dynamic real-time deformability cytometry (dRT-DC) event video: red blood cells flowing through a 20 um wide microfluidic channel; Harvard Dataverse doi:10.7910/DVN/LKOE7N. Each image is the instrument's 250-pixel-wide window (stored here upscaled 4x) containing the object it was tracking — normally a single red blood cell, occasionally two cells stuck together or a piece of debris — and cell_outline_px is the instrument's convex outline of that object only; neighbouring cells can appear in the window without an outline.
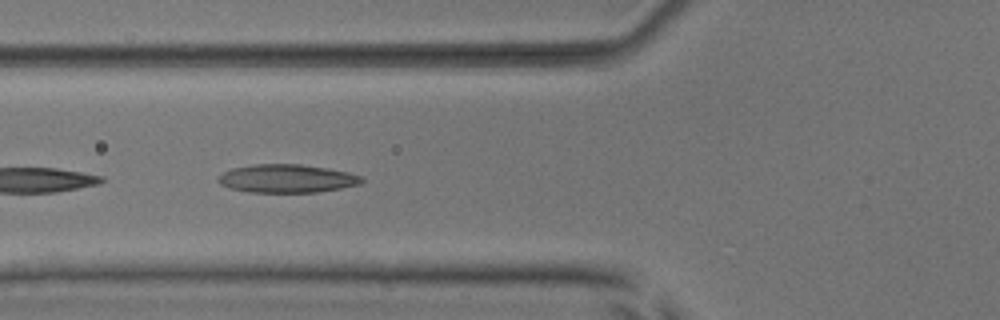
{"species": "common noctule bat (a hibernating species)", "species_latin": "Nyctalus noctula", "temperature_condition": "room temperature", "stored_images_in_passage": 29, "camera_frame_rate_fps": 3000, "um_per_image_px": 0.085, "animal": {"sex": "male", "body_mass_g": 17.9, "forearm_length_mm": 54.2}, "frame": {"image": 1, "passage_image": 5, "time_ms": 1.333, "image_size_px": [1000, 320], "cell_outline_px": [[364, 180], [360, 184], [340, 188], [316, 192], [248, 192], [232, 188], [220, 184], [216, 180], [224, 172], [232, 168], [252, 164], [300, 164], [328, 168], [348, 172], [360, 176]], "centroid_in_image_um": [24.38, 15.17], "position_along_channel_um": 101.4, "area_um2": 23.52}}
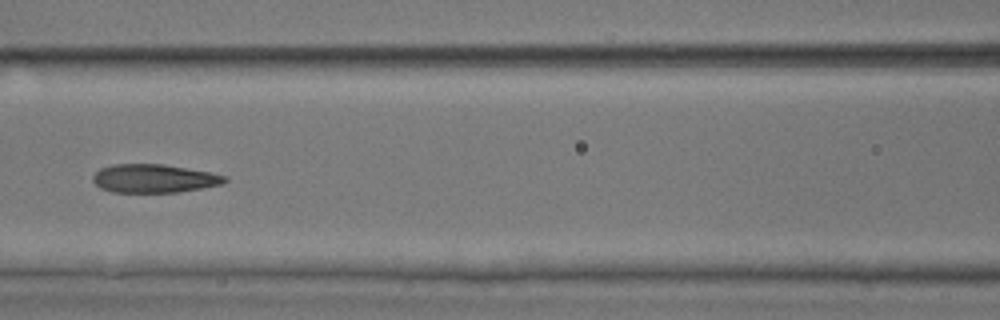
{"frame": {"image": 2, "passage_image": 9, "time_ms": 2.667, "image_size_px": [1000, 320], "cell_outline_px": [[228, 180], [224, 184], [180, 192], [112, 192], [100, 188], [92, 180], [92, 176], [100, 168], [112, 164], [164, 164], [208, 172], [228, 176]], "centroid_in_image_um": [13.1, 15.17], "position_along_channel_um": 153.5, "area_um2": 21.96}}
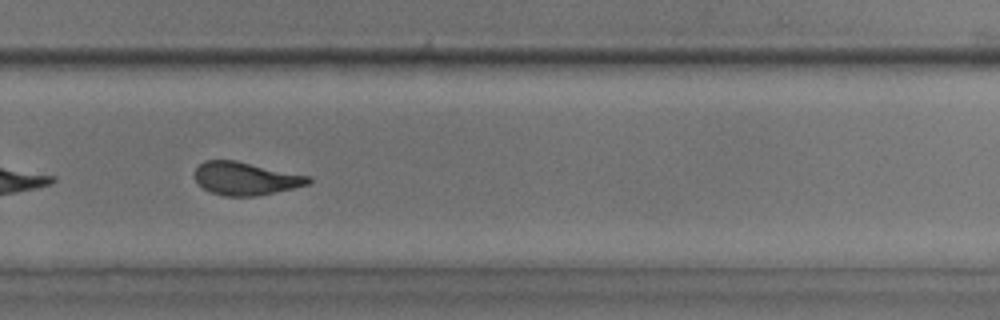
{"frame": {"image": 3, "passage_image": 21, "time_ms": 6.667, "image_size_px": [1000, 320], "cell_outline_px": [[312, 180], [308, 184], [292, 188], [256, 196], [224, 196], [212, 192], [204, 188], [196, 180], [196, 168], [204, 160], [236, 160], [312, 176]], "centroid_in_image_um": [20.91, 15.16], "position_along_channel_um": 308.9, "area_um2": 21.73}, "authors_computed_cell_mechanics": {"area_um2": 22.3108, "velocity_mm_per_s": 3.8972, "shape_relaxation_time_tau1_ms": 7.4986, "shape_relaxation_time_tau2_ms": 1.896, "deformation_change_tau1": 0.2112, "deformation_change_tau2": 0.0917}}